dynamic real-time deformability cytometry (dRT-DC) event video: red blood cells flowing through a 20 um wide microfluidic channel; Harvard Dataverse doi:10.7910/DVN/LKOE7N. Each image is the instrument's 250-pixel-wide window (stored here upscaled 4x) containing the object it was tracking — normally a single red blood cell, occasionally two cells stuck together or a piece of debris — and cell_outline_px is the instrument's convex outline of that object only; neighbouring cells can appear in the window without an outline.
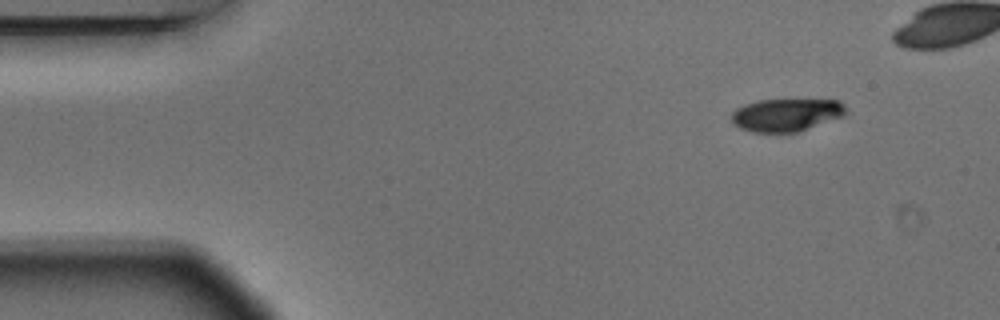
{"species": "Egyptian fruit bat (a non-hibernating species)", "species_latin": "Rousettus aegyptiacus", "temperature_condition": "warm", "stored_images_in_passage": 8, "camera_frame_rate_fps": 3000, "um_per_image_px": 0.085, "animal": {"sex": "male"}, "frame": {"image": 1, "passage_image": 1, "time_ms": 0.0, "image_size_px": [1000, 320], "cell_outline_px": [[848, 112], [844, 116], [796, 132], [752, 132], [740, 128], [732, 124], [732, 112], [736, 108], [744, 104], [760, 100], [840, 100], [848, 108]], "centroid_in_image_um": [66.85, 9.76], "position_along_channel_um": 18.2, "area_um2": 21.91}}
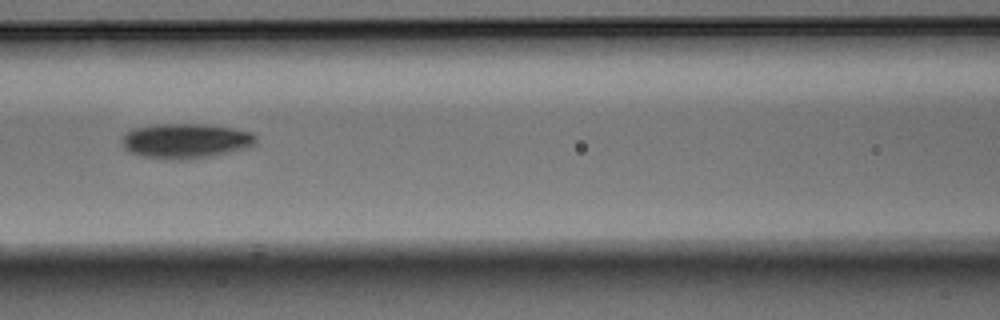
{"frame": {"image": 2, "passage_image": 6, "time_ms": 1.667, "image_size_px": [1000, 320], "cell_outline_px": [[256, 144], [248, 148], [212, 156], [192, 160], [164, 160], [140, 156], [128, 152], [124, 148], [124, 136], [132, 128], [152, 124], [208, 124], [232, 128], [252, 132], [256, 136]], "centroid_in_image_um": [15.8, 11.99], "position_along_channel_um": 150.8, "area_um2": 27.74}}
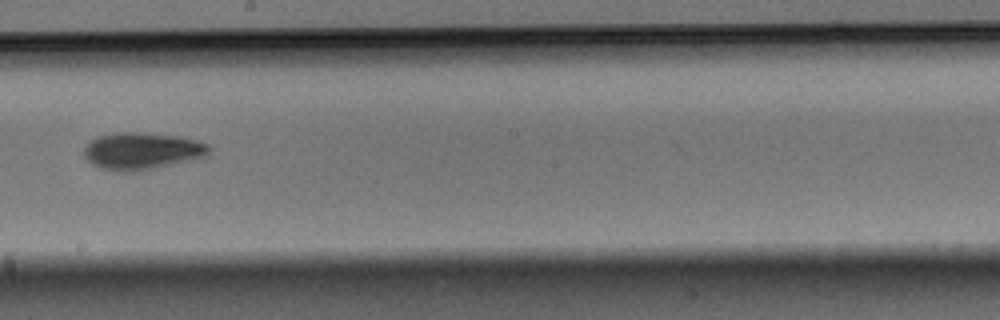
{"frame": {"image": 3, "passage_image": 8, "time_ms": 2.333, "image_size_px": [1000, 320], "cell_outline_px": [[212, 148], [208, 156], [156, 168], [132, 172], [116, 172], [100, 168], [92, 164], [84, 156], [84, 148], [92, 140], [100, 136], [116, 132], [136, 132], [184, 136], [208, 144]], "centroid_in_image_um": [12.11, 12.84], "position_along_channel_um": 236.1, "area_um2": 27.28}}